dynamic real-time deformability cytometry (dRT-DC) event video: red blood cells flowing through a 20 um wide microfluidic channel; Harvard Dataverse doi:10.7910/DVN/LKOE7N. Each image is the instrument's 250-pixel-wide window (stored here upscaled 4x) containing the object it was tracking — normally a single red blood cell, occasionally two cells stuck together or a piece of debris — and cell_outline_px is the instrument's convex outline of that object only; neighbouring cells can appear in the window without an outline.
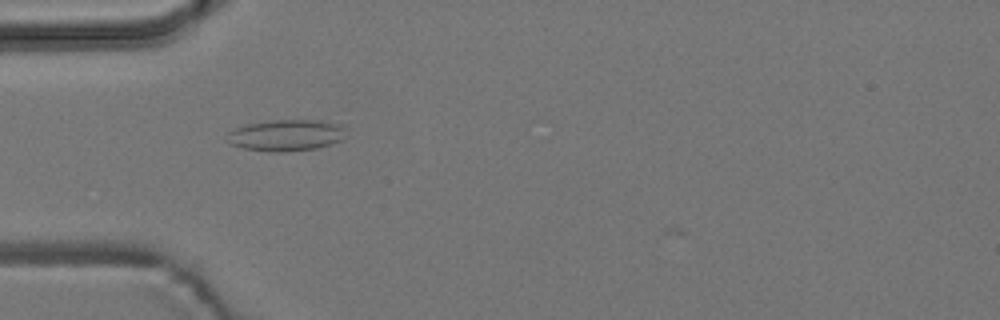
{"species": "common noctule bat (a hibernating species)", "species_latin": "Nyctalus noctula", "temperature_condition": "room temperature", "stored_images_in_passage": 1, "camera_frame_rate_fps": 3000, "um_per_image_px": 0.085, "animal": {"sex": "male", "body_mass_g": 19.2, "forearm_length_mm": 51.8}, "frame": {"image": 1, "passage_image": 1, "time_ms": 0.0, "image_size_px": [1000, 320], "cell_outline_px": [[344, 140], [332, 144], [316, 148], [284, 152], [268, 152], [244, 148], [232, 144], [228, 132], [236, 128], [248, 124], [272, 120], [316, 120], [340, 124], [344, 128]], "centroid_in_image_um": [24.38, 11.5], "position_along_channel_um": 60.6, "area_um2": 21.56}}